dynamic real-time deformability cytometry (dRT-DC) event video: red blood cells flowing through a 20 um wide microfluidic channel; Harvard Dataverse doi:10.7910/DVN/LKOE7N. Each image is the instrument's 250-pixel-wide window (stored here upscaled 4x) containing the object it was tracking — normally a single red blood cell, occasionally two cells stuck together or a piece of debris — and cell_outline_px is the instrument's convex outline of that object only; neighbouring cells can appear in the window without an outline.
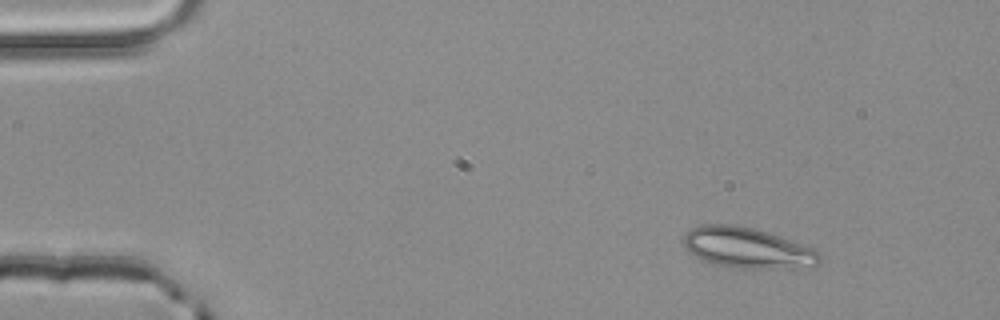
{"species": "common noctule bat (a hibernating species)", "species_latin": "Nyctalus noctula", "temperature_condition": "room temperature", "stored_images_in_passage": 4, "camera_frame_rate_fps": 3000, "um_per_image_px": 0.085, "animal": {"sex": "male", "body_mass_g": 20.4}, "frame": {"image": 1, "passage_image": 1, "time_ms": 0.0, "image_size_px": [1000, 320], "cell_outline_px": [[820, 264], [812, 268], [740, 268], [720, 264], [696, 256], [684, 244], [684, 236], [692, 228], [700, 224], [736, 224], [768, 232], [812, 248], [820, 252]], "centroid_in_image_um": [63.61, 21.06], "position_along_channel_um": 21.4, "area_um2": 31.79}}